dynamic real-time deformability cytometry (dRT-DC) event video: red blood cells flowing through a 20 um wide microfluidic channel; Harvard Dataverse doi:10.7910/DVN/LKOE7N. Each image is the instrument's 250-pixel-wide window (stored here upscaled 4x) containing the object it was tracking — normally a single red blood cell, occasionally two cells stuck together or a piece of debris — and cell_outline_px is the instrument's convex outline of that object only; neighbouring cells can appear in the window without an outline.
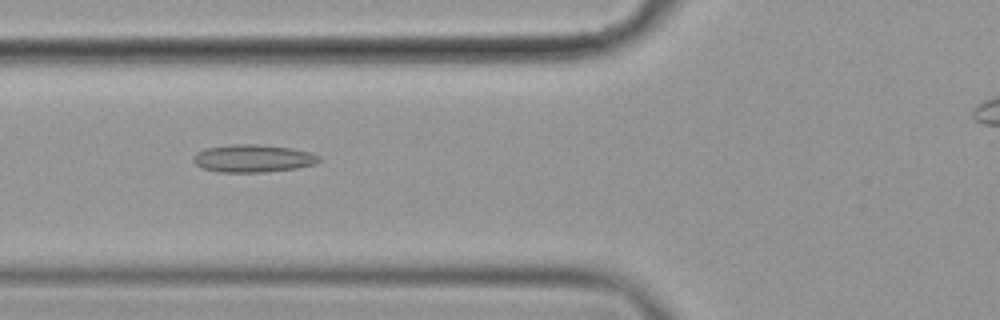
{"species": "common noctule bat (a hibernating species)", "species_latin": "Nyctalus noctula", "temperature_condition": "cold", "stored_images_in_passage": 5, "camera_frame_rate_fps": 3000, "um_per_image_px": 0.085, "animal": {"sex": "female", "body_mass_g": 19.9}, "frame": {"image": 1, "passage_image": 5, "time_ms": 1.333, "image_size_px": [1000, 320], "cell_outline_px": [[320, 160], [316, 164], [296, 168], [264, 172], [220, 172], [200, 168], [192, 160], [192, 156], [196, 152], [208, 148], [232, 144], [256, 144], [292, 148], [308, 152], [320, 156]], "centroid_in_image_um": [21.48, 13.47], "position_along_channel_um": 104.3, "area_um2": 20.29}}